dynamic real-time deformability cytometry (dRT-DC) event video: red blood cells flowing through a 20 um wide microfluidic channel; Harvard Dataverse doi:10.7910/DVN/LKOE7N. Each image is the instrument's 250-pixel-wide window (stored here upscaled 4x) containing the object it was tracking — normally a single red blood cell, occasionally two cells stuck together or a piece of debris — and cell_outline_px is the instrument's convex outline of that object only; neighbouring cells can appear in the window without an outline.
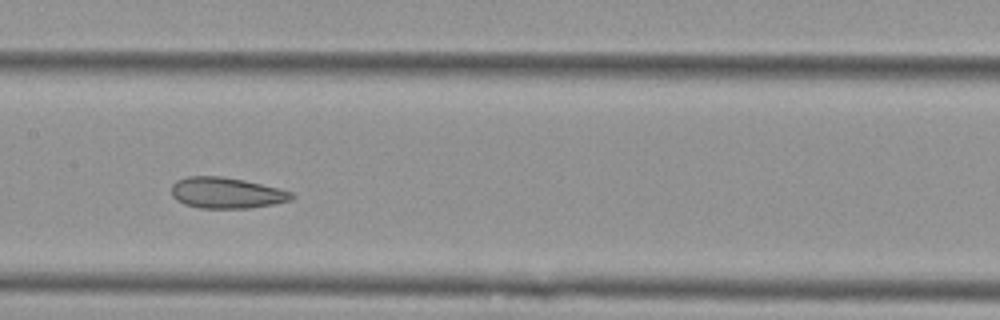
{"species": "Egyptian fruit bat (a non-hibernating species)", "species_latin": "Rousettus aegyptiacus", "temperature_condition": "cold", "stored_images_in_passage": 9, "camera_frame_rate_fps": 3000, "um_per_image_px": 0.085, "animal": {"sex": "female"}, "frame": {"image": 1, "passage_image": 6, "time_ms": 1.667, "image_size_px": [1000, 320], "cell_outline_px": [[296, 196], [292, 200], [272, 204], [248, 208], [200, 208], [184, 204], [176, 200], [172, 196], [172, 184], [176, 180], [188, 176], [220, 176], [244, 180], [280, 188], [292, 192]], "centroid_in_image_um": [19.25, 16.39], "position_along_channel_um": 188.1, "area_um2": 21.79}}
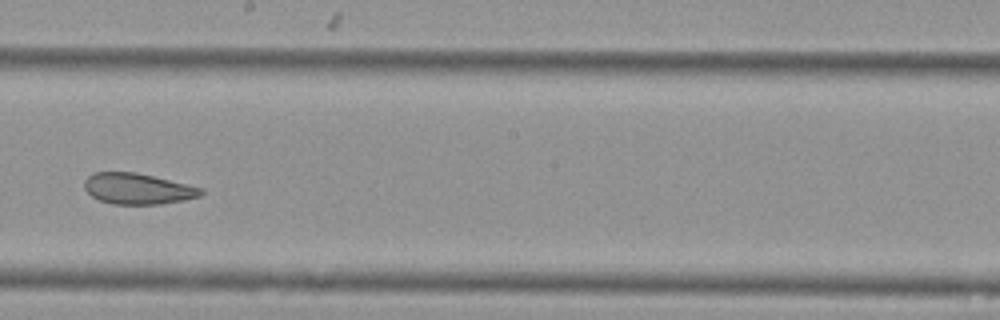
{"frame": {"image": 2, "passage_image": 7, "time_ms": 2.0, "image_size_px": [1000, 320], "cell_outline_px": [[204, 192], [200, 196], [184, 200], [160, 204], [112, 204], [100, 200], [92, 196], [84, 188], [84, 180], [92, 172], [136, 172], [204, 188]], "centroid_in_image_um": [11.71, 16.04], "position_along_channel_um": 236.5, "area_um2": 21.04}}
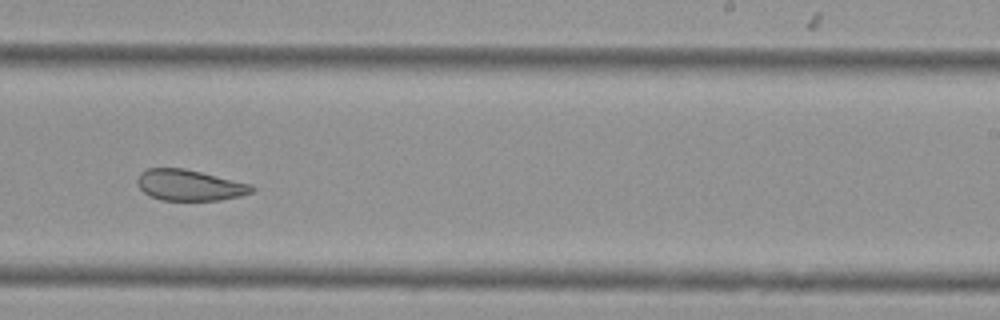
{"frame": {"image": 3, "passage_image": 8, "time_ms": 2.333, "image_size_px": [1000, 320], "cell_outline_px": [[256, 188], [252, 192], [240, 196], [220, 200], [160, 200], [144, 192], [136, 184], [136, 180], [140, 172], [148, 168], [184, 168], [252, 184]], "centroid_in_image_um": [16.11, 15.73], "position_along_channel_um": 272.9, "area_um2": 20.69}}